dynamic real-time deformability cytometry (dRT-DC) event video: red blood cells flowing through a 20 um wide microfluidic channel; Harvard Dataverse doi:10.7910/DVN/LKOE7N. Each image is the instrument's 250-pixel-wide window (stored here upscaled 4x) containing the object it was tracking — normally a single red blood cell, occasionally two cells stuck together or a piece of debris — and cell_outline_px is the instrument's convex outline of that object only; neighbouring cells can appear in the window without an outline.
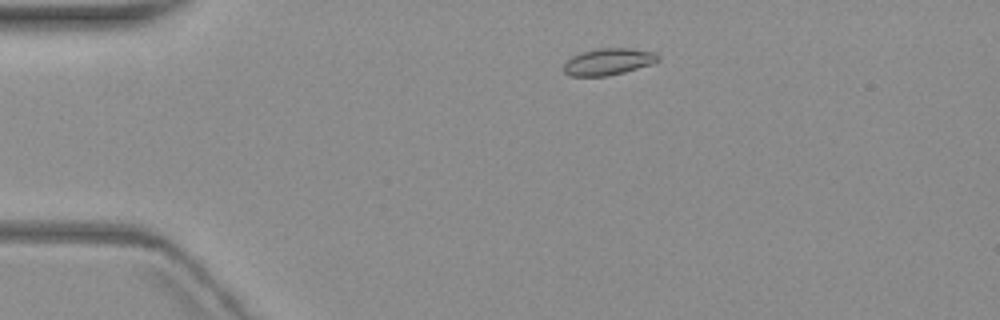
{"species": "common noctule bat (a hibernating species)", "species_latin": "Nyctalus noctula", "temperature_condition": "warm", "stored_images_in_passage": 7, "camera_frame_rate_fps": 3000, "um_per_image_px": 0.085, "animal": {"sex": "female", "body_mass_g": 19.3, "forearm_length_mm": 54.1}, "frame": {"image": 1, "passage_image": 2, "time_ms": 1.333, "image_size_px": [1000, 320], "cell_outline_px": [[660, 60], [652, 64], [624, 72], [604, 76], [572, 76], [564, 72], [564, 64], [572, 56], [580, 52], [600, 48], [628, 48], [656, 52], [660, 56]], "centroid_in_image_um": [51.74, 5.23], "position_along_channel_um": 33.3, "area_um2": 14.68}}
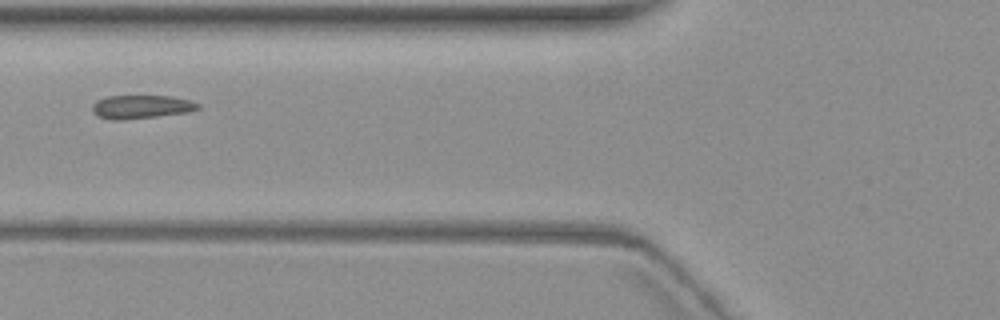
{"frame": {"image": 2, "passage_image": 5, "time_ms": 5.0, "image_size_px": [1000, 320], "cell_outline_px": [[200, 108], [188, 112], [124, 120], [112, 120], [100, 116], [92, 112], [92, 104], [96, 100], [108, 96], [172, 96], [188, 100], [200, 104]], "centroid_in_image_um": [11.98, 9.08], "position_along_channel_um": 113.8, "area_um2": 14.39}}
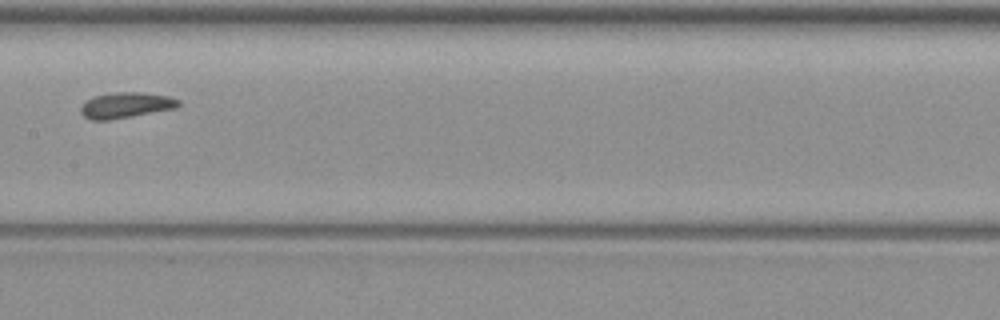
{"frame": {"image": 3, "passage_image": 7, "time_ms": 7.333, "image_size_px": [1000, 320], "cell_outline_px": [[180, 104], [176, 108], [108, 120], [92, 120], [84, 116], [80, 112], [80, 108], [92, 96], [112, 92], [144, 92], [168, 96], [180, 100]], "centroid_in_image_um": [10.7, 8.92], "position_along_channel_um": 196.7, "area_um2": 14.57}}